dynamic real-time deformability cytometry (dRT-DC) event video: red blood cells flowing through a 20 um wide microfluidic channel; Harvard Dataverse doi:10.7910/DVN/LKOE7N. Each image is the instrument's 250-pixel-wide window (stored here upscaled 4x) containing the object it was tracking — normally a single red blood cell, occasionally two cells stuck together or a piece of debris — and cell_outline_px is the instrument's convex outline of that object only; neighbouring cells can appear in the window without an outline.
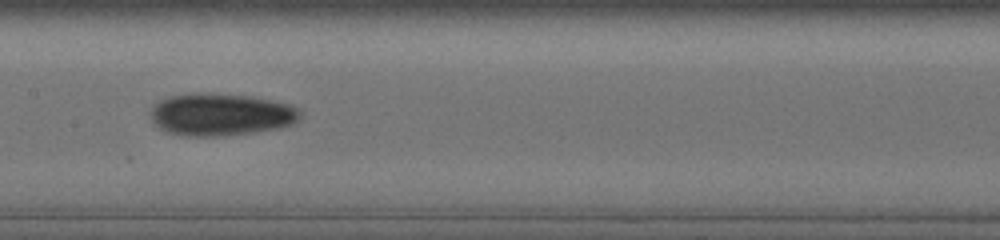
{"species": "human", "species_latin": "Homo sapiens", "temperature_condition": "cold", "stored_images_in_passage": 14, "segment_of_instrument_passage": [2, 2], "camera_frame_rate_fps": 3000, "um_per_image_px": 0.085, "donor": {"sex": "male"}, "frame": {"image": 1, "passage_image": 12, "time_ms": 10.0, "image_size_px": [1000, 240], "cell_outline_px": [[300, 116], [296, 124], [280, 128], [224, 136], [180, 136], [164, 132], [152, 124], [148, 112], [160, 100], [168, 96], [252, 96], [288, 104], [296, 108], [300, 112]], "centroid_in_image_um": [18.74, 9.8], "position_along_channel_um": 188.7, "area_um2": 36.24}}
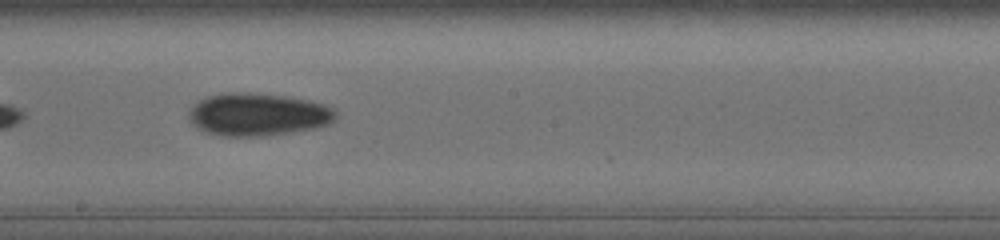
{"frame": {"image": 2, "passage_image": 13, "time_ms": 11.0, "image_size_px": [1000, 240], "cell_outline_px": [[336, 116], [328, 124], [316, 128], [292, 132], [264, 136], [224, 136], [208, 132], [196, 128], [188, 120], [188, 112], [200, 100], [208, 96], [228, 92], [248, 92], [284, 96], [324, 104], [332, 108], [336, 112]], "centroid_in_image_um": [21.89, 9.74], "position_along_channel_um": 226.3, "area_um2": 36.36}}